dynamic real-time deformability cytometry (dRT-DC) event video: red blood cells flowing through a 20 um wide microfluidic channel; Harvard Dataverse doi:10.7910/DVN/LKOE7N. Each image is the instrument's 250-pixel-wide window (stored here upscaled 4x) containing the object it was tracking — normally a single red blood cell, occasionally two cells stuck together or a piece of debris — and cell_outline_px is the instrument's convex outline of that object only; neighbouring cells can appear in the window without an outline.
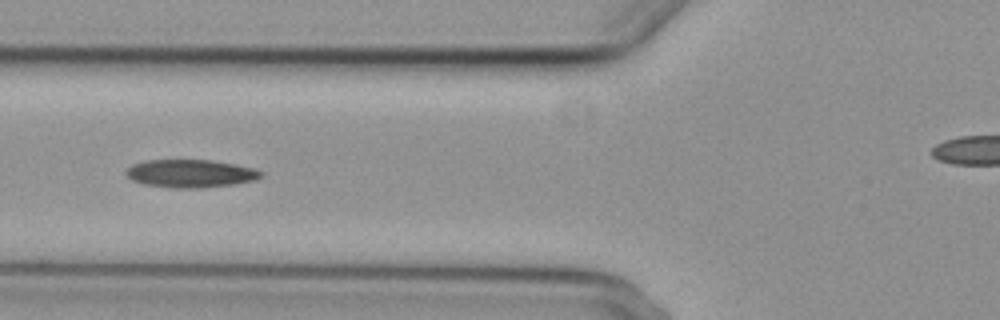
{"species": "common noctule bat (a hibernating species)", "species_latin": "Nyctalus noctula", "temperature_condition": "cold", "stored_images_in_passage": 5, "camera_frame_rate_fps": 3000, "um_per_image_px": 0.085, "animal": {"sex": "female", "body_mass_g": 29.2, "forearm_length_mm": 56.3}, "frame": {"image": 1, "passage_image": 3, "time_ms": 2.333, "image_size_px": [1000, 320], "cell_outline_px": [[264, 176], [256, 180], [236, 184], [200, 188], [172, 188], [144, 184], [132, 180], [124, 172], [132, 164], [144, 160], [212, 160], [236, 164], [256, 168], [264, 172]], "centroid_in_image_um": [16.25, 14.75], "position_along_channel_um": 109.6, "area_um2": 22.31}}
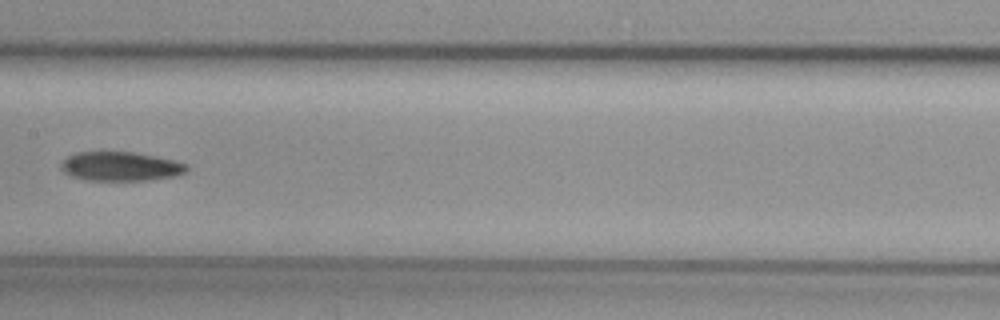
{"frame": {"image": 2, "passage_image": 5, "time_ms": 4.667, "image_size_px": [1000, 320], "cell_outline_px": [[188, 168], [184, 172], [176, 176], [144, 180], [84, 180], [72, 176], [64, 172], [60, 168], [60, 164], [68, 156], [76, 152], [132, 152], [156, 156], [188, 164]], "centroid_in_image_um": [10.23, 14.14], "position_along_channel_um": 197.2, "area_um2": 21.21}}